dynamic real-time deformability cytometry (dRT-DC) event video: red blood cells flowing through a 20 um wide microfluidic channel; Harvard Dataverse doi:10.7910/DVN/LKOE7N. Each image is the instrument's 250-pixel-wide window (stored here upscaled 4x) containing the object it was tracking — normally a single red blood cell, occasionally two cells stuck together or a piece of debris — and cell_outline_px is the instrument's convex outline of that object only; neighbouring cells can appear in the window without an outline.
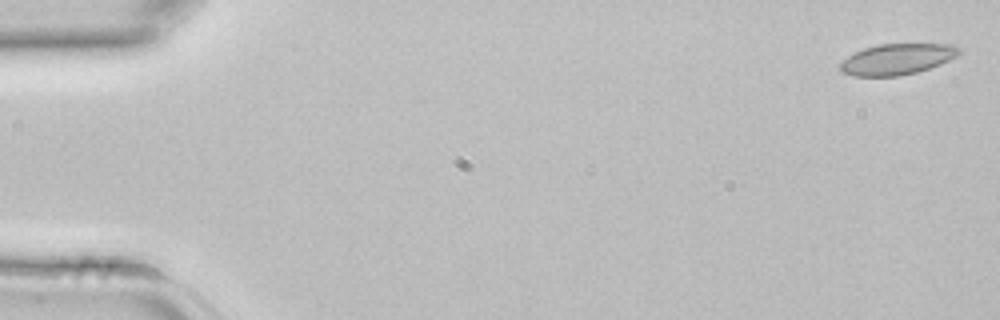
{"species": "common noctule bat (a hibernating species)", "species_latin": "Nyctalus noctula", "temperature_condition": "room temperature", "stored_images_in_passage": 5, "camera_frame_rate_fps": 3000, "um_per_image_px": 0.085, "animal": {"sex": "female", "body_mass_g": 22.7, "forearm_length_mm": 54.2}, "frame": {"image": 1, "passage_image": 1, "time_ms": 0.0, "image_size_px": [1000, 320], "cell_outline_px": [[960, 52], [956, 56], [940, 64], [916, 72], [900, 76], [852, 76], [840, 72], [840, 64], [848, 56], [864, 48], [880, 44], [956, 44], [960, 48]], "centroid_in_image_um": [76.25, 5.03], "position_along_channel_um": 8.8, "area_um2": 21.33}}
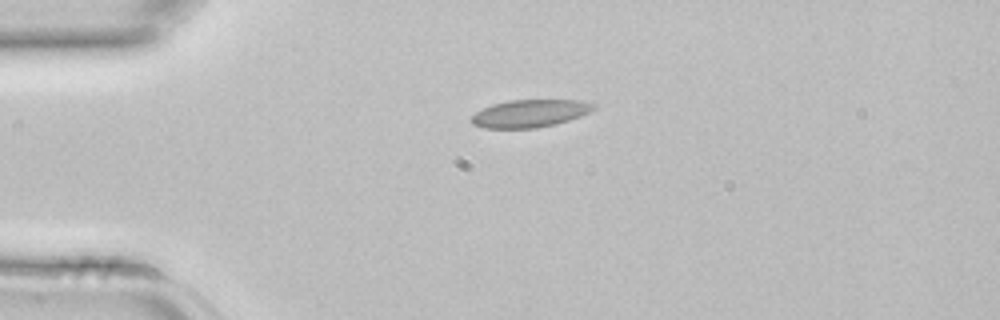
{"frame": {"image": 2, "passage_image": 5, "time_ms": 1.333, "image_size_px": [1000, 320], "cell_outline_px": [[596, 108], [580, 116], [556, 124], [536, 128], [484, 128], [472, 124], [468, 120], [476, 112], [492, 104], [508, 100], [580, 100], [596, 104]], "centroid_in_image_um": [45.02, 9.64], "position_along_channel_um": 40.0, "area_um2": 19.71}}